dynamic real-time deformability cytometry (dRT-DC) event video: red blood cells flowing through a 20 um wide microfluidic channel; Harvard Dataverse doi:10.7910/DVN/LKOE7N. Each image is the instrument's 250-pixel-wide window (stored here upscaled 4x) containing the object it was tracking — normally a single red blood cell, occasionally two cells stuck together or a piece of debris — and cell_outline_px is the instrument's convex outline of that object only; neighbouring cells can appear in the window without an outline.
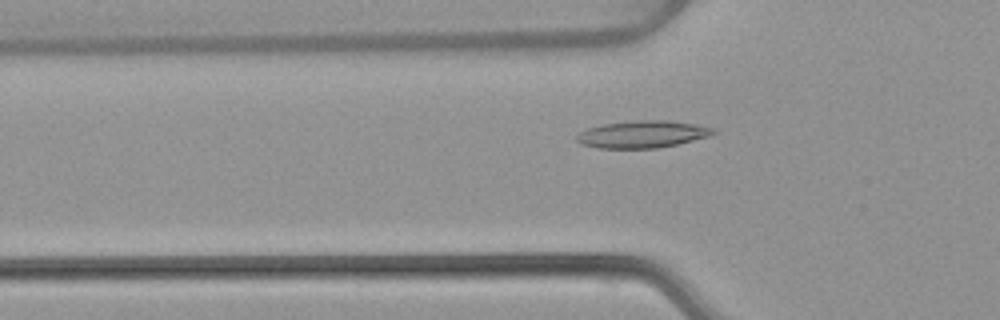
{"species": "common noctule bat (a hibernating species)", "species_latin": "Nyctalus noctula", "temperature_condition": "warm", "stored_images_in_passage": 53, "camera_frame_rate_fps": 3000, "um_per_image_px": 0.085, "animal": {"sex": "female", "body_mass_g": 22.7, "forearm_length_mm": 54.2}, "frame": {"image": 1, "passage_image": 18, "time_ms": 5.667, "image_size_px": [1000, 320], "cell_outline_px": [[716, 132], [712, 136], [676, 144], [656, 148], [596, 148], [580, 144], [576, 140], [576, 136], [580, 132], [588, 128], [604, 124], [636, 120], [668, 120], [696, 124], [716, 128]], "centroid_in_image_um": [54.63, 11.41], "position_along_channel_um": 71.2, "area_um2": 21.73}}
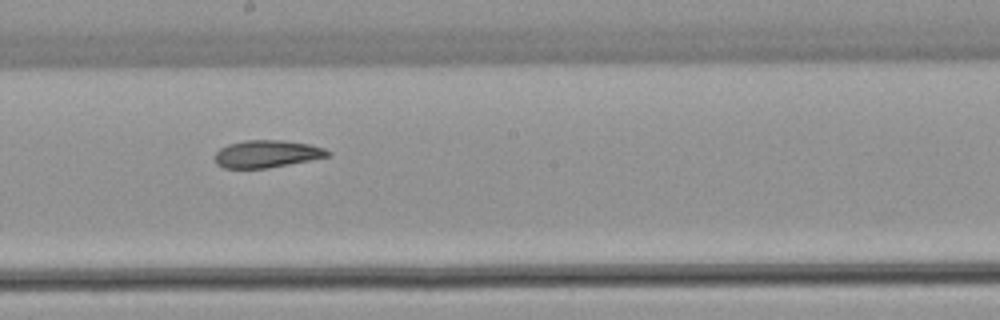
{"frame": {"image": 2, "passage_image": 30, "time_ms": 9.667, "image_size_px": [1000, 320], "cell_outline_px": [[332, 156], [268, 168], [224, 168], [216, 164], [216, 152], [220, 148], [228, 144], [244, 140], [284, 140], [308, 144], [324, 148], [332, 152]], "centroid_in_image_um": [22.72, 13.08], "position_along_channel_um": 225.5, "area_um2": 18.09}}
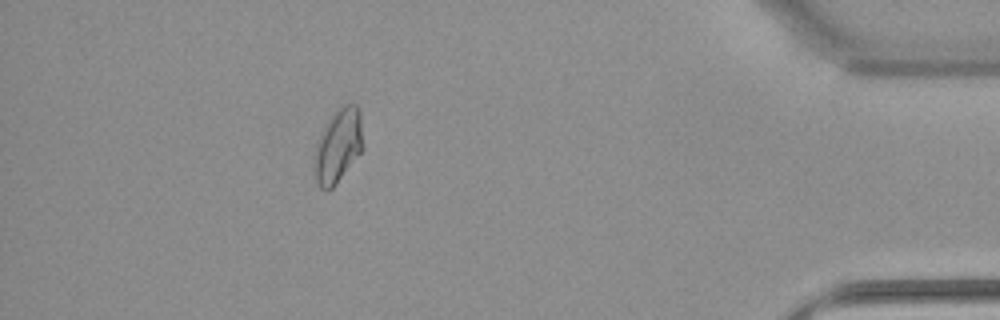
{"frame": {"image": 3, "passage_image": 48, "time_ms": 15.667, "image_size_px": [1000, 320], "cell_outline_px": [[364, 148], [336, 184], [332, 188], [320, 188], [316, 180], [312, 156], [316, 144], [320, 136], [336, 108], [344, 104], [356, 104], [360, 112], [364, 144]], "centroid_in_image_um": [28.75, 12.38], "position_along_channel_um": 406.5, "area_um2": 20.98}, "authors_computed_cell_mechanics": {"area_um2": 20.0566, "velocity_mm_per_s": 3.8521, "shape_relaxation_time_tau1_ms": null, "shape_relaxation_time_tau2_ms": 3.0756, "deformation_change_tau1": null, "deformation_change_tau2": 0.0838}}